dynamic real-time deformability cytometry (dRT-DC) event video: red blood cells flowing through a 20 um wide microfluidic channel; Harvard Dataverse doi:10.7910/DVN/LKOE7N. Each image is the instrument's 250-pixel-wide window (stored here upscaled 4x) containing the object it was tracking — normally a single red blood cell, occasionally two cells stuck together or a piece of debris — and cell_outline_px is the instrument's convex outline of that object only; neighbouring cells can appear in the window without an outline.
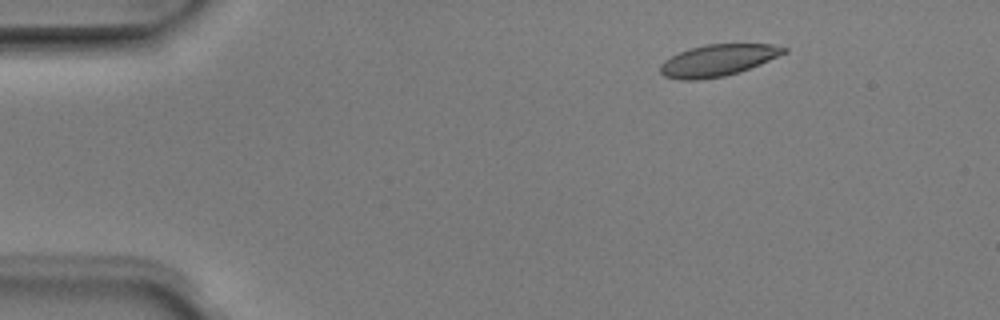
{"species": "Egyptian fruit bat (a non-hibernating species)", "species_latin": "Rousettus aegyptiacus", "temperature_condition": "room temperature", "stored_images_in_passage": 5, "camera_frame_rate_fps": 3000, "um_per_image_px": 0.085, "animal": {"sex": "male"}, "frame": {"image": 1, "passage_image": 2, "time_ms": 0.333, "image_size_px": [1000, 320], "cell_outline_px": [[788, 52], [760, 64], [740, 72], [724, 76], [696, 80], [680, 80], [664, 76], [660, 72], [660, 64], [664, 60], [680, 52], [692, 48], [708, 44], [772, 44], [788, 48]], "centroid_in_image_um": [61.03, 5.13], "position_along_channel_um": 24.0, "area_um2": 22.72}}
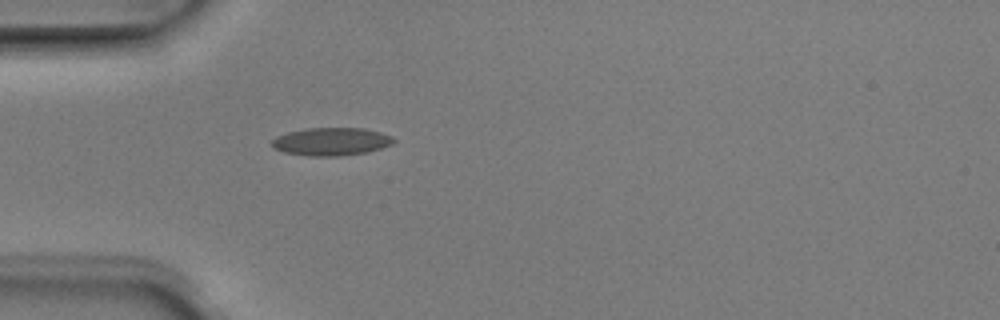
{"frame": {"image": 2, "passage_image": 5, "time_ms": 1.333, "image_size_px": [1000, 320], "cell_outline_px": [[396, 140], [392, 144], [368, 152], [340, 156], [308, 156], [284, 152], [276, 148], [272, 144], [272, 140], [276, 136], [288, 132], [308, 128], [364, 128], [380, 132], [392, 136]], "centroid_in_image_um": [28.18, 12.03], "position_along_channel_um": 56.8, "area_um2": 19.77}}